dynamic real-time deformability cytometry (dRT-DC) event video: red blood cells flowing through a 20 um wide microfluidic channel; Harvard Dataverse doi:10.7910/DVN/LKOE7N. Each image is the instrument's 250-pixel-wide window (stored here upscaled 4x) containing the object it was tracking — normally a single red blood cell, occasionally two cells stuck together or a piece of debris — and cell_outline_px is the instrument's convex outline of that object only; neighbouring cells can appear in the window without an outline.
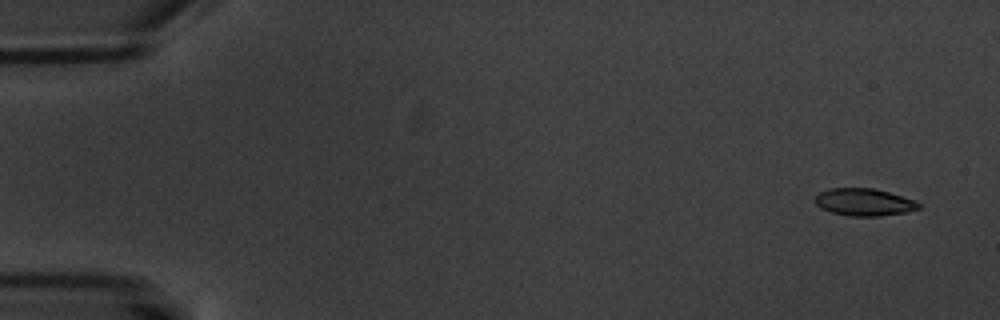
{"species": "common noctule bat (a hibernating species)", "species_latin": "Nyctalus noctula", "temperature_condition": "warm", "stored_images_in_passage": 13, "camera_frame_rate_fps": 3000, "um_per_image_px": 0.085, "animal": {"sex": "male", "body_mass_g": 20.1, "forearm_length_mm": 53.5}, "frame": {"image": 1, "passage_image": 1, "time_ms": 0.0, "image_size_px": [1000, 320], "cell_outline_px": [[920, 208], [904, 212], [880, 216], [852, 216], [832, 212], [820, 208], [816, 204], [816, 196], [820, 192], [828, 188], [872, 188], [888, 192], [916, 200], [920, 204]], "centroid_in_image_um": [73.45, 17.17], "position_along_channel_um": 11.6, "area_um2": 16.36}}
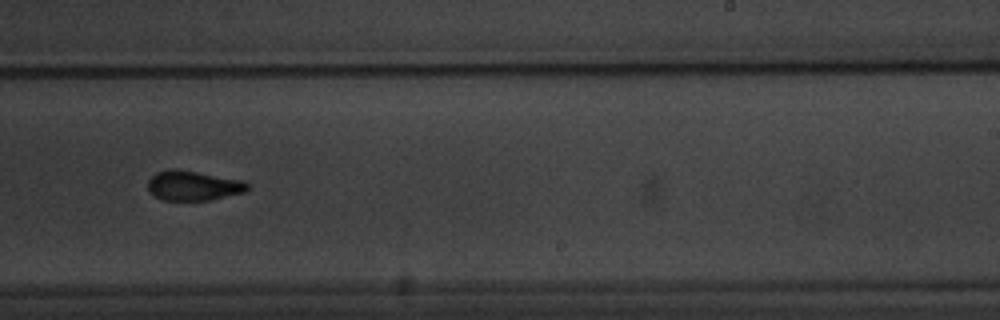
{"frame": {"image": 2, "passage_image": 11, "time_ms": 11.667, "image_size_px": [1000, 320], "cell_outline_px": [[248, 188], [244, 192], [212, 200], [164, 200], [148, 192], [148, 180], [156, 172], [168, 168], [176, 168], [244, 180], [248, 184]], "centroid_in_image_um": [16.41, 15.76], "position_along_channel_um": 272.6, "area_um2": 17.46}}
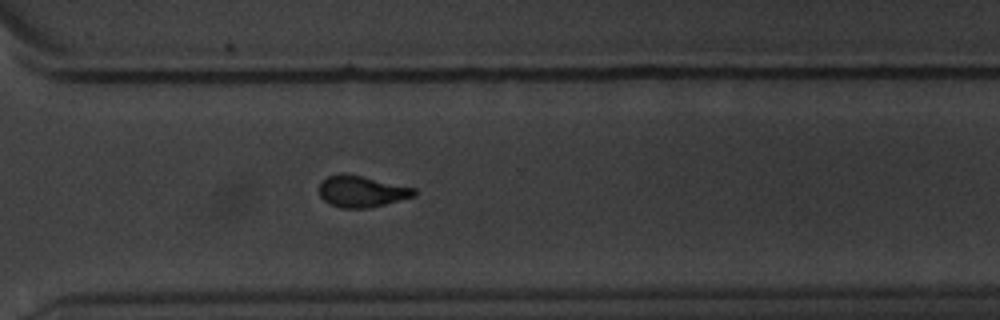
{"frame": {"image": 3, "passage_image": 13, "time_ms": 13.667, "image_size_px": [1000, 320], "cell_outline_px": [[416, 196], [368, 208], [340, 208], [328, 204], [320, 196], [320, 184], [328, 176], [360, 176], [416, 188]], "centroid_in_image_um": [30.77, 16.32], "position_along_channel_um": 339.8, "area_um2": 16.82}}